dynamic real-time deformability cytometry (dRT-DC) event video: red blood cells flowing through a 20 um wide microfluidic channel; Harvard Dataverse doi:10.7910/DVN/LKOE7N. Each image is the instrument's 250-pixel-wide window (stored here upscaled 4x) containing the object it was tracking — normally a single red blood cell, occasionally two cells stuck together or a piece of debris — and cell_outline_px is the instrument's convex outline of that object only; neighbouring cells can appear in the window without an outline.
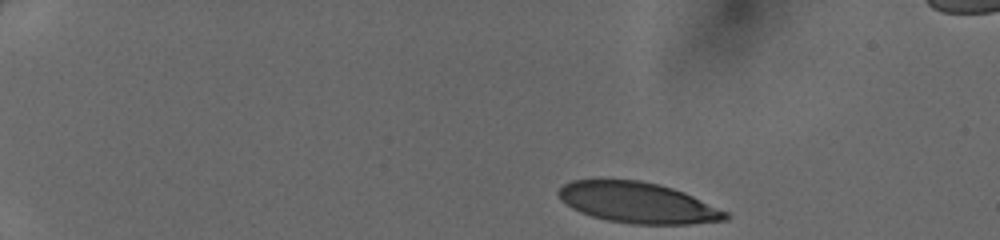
{"species": "human", "species_latin": "Homo sapiens", "temperature_condition": "cold", "stored_images_in_passage": 36, "camera_frame_rate_fps": 3000, "um_per_image_px": 0.085, "donor": {"sex": "female"}, "frame": {"image": 1, "passage_image": 1, "time_ms": 0.0, "image_size_px": [1000, 240], "cell_outline_px": [[732, 216], [728, 220], [688, 224], [636, 224], [608, 220], [592, 216], [580, 212], [572, 208], [560, 200], [556, 192], [564, 184], [572, 180], [596, 176], [640, 180], [660, 184], [684, 192], [728, 212]], "centroid_in_image_um": [54.15, 17.18], "position_along_channel_um": 30.8, "area_um2": 40.63}}
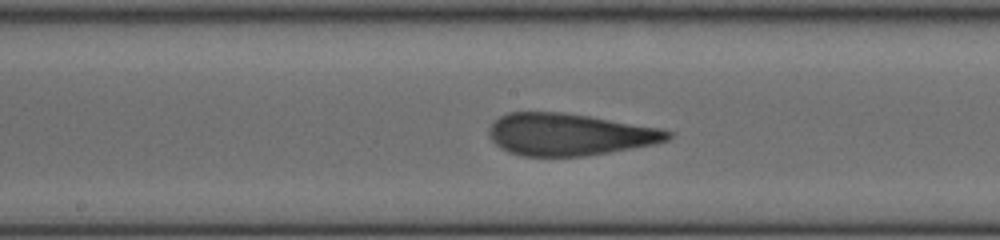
{"frame": {"image": 2, "passage_image": 20, "time_ms": 6.333, "image_size_px": [1000, 240], "cell_outline_px": [[672, 136], [668, 140], [656, 144], [584, 156], [520, 156], [508, 152], [500, 148], [492, 140], [488, 132], [488, 128], [500, 116], [508, 112], [564, 112], [664, 128], [672, 132]], "centroid_in_image_um": [48.41, 11.42], "position_along_channel_um": 199.8, "area_um2": 44.04}}
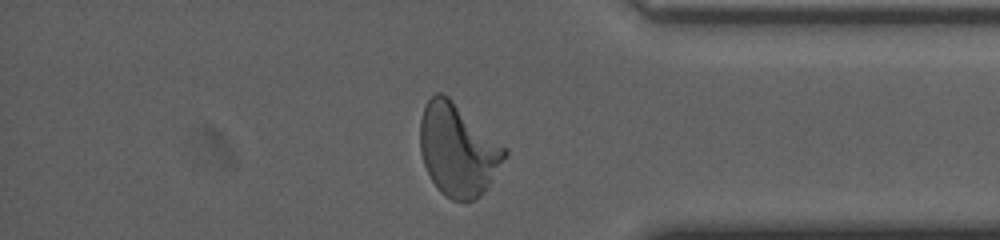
{"frame": {"image": 3, "passage_image": 34, "time_ms": 11.0, "image_size_px": [1000, 240], "cell_outline_px": [[508, 152], [492, 180], [484, 192], [476, 200], [452, 200], [444, 196], [436, 188], [424, 164], [420, 152], [420, 120], [424, 108], [428, 100], [436, 92], [440, 92], [448, 96], [508, 148]], "centroid_in_image_um": [38.92, 12.74], "position_along_channel_um": 396.3, "area_um2": 45.49}}